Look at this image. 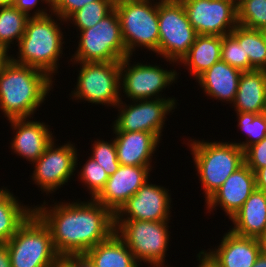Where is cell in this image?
<instances>
[{
    "label": "cell",
    "mask_w": 266,
    "mask_h": 267,
    "mask_svg": "<svg viewBox=\"0 0 266 267\" xmlns=\"http://www.w3.org/2000/svg\"><path fill=\"white\" fill-rule=\"evenodd\" d=\"M37 206L34 205V212L48 226L60 256L85 254L115 232V215L95 199L72 203L55 201L50 207L44 200Z\"/></svg>",
    "instance_id": "obj_1"
},
{
    "label": "cell",
    "mask_w": 266,
    "mask_h": 267,
    "mask_svg": "<svg viewBox=\"0 0 266 267\" xmlns=\"http://www.w3.org/2000/svg\"><path fill=\"white\" fill-rule=\"evenodd\" d=\"M44 71L14 62L11 58L0 72V109L7 120L30 118L44 103L53 87Z\"/></svg>",
    "instance_id": "obj_2"
},
{
    "label": "cell",
    "mask_w": 266,
    "mask_h": 267,
    "mask_svg": "<svg viewBox=\"0 0 266 267\" xmlns=\"http://www.w3.org/2000/svg\"><path fill=\"white\" fill-rule=\"evenodd\" d=\"M52 15L30 17L24 35L17 44L18 57L10 56L14 62L40 69L51 78L54 77L53 73H57L65 42L61 26Z\"/></svg>",
    "instance_id": "obj_3"
},
{
    "label": "cell",
    "mask_w": 266,
    "mask_h": 267,
    "mask_svg": "<svg viewBox=\"0 0 266 267\" xmlns=\"http://www.w3.org/2000/svg\"><path fill=\"white\" fill-rule=\"evenodd\" d=\"M189 142L195 168L207 200L245 163L244 151L233 142H208L199 139H190Z\"/></svg>",
    "instance_id": "obj_4"
},
{
    "label": "cell",
    "mask_w": 266,
    "mask_h": 267,
    "mask_svg": "<svg viewBox=\"0 0 266 267\" xmlns=\"http://www.w3.org/2000/svg\"><path fill=\"white\" fill-rule=\"evenodd\" d=\"M6 245L11 267H50L60 256L54 248L48 226L35 212Z\"/></svg>",
    "instance_id": "obj_5"
},
{
    "label": "cell",
    "mask_w": 266,
    "mask_h": 267,
    "mask_svg": "<svg viewBox=\"0 0 266 267\" xmlns=\"http://www.w3.org/2000/svg\"><path fill=\"white\" fill-rule=\"evenodd\" d=\"M169 221L115 220V233L139 264L164 267L171 233Z\"/></svg>",
    "instance_id": "obj_6"
},
{
    "label": "cell",
    "mask_w": 266,
    "mask_h": 267,
    "mask_svg": "<svg viewBox=\"0 0 266 267\" xmlns=\"http://www.w3.org/2000/svg\"><path fill=\"white\" fill-rule=\"evenodd\" d=\"M154 1L126 2L114 7L128 56H133L135 48L140 46L158 55V2Z\"/></svg>",
    "instance_id": "obj_7"
},
{
    "label": "cell",
    "mask_w": 266,
    "mask_h": 267,
    "mask_svg": "<svg viewBox=\"0 0 266 267\" xmlns=\"http://www.w3.org/2000/svg\"><path fill=\"white\" fill-rule=\"evenodd\" d=\"M79 32L72 62H120L128 57L115 9L93 27Z\"/></svg>",
    "instance_id": "obj_8"
},
{
    "label": "cell",
    "mask_w": 266,
    "mask_h": 267,
    "mask_svg": "<svg viewBox=\"0 0 266 267\" xmlns=\"http://www.w3.org/2000/svg\"><path fill=\"white\" fill-rule=\"evenodd\" d=\"M158 1V55L170 64H177L188 53L198 34L180 0Z\"/></svg>",
    "instance_id": "obj_9"
},
{
    "label": "cell",
    "mask_w": 266,
    "mask_h": 267,
    "mask_svg": "<svg viewBox=\"0 0 266 267\" xmlns=\"http://www.w3.org/2000/svg\"><path fill=\"white\" fill-rule=\"evenodd\" d=\"M80 65L77 85L71 92L75 100L114 106L120 102V62H73ZM80 63V64H79ZM121 96V97H120Z\"/></svg>",
    "instance_id": "obj_10"
},
{
    "label": "cell",
    "mask_w": 266,
    "mask_h": 267,
    "mask_svg": "<svg viewBox=\"0 0 266 267\" xmlns=\"http://www.w3.org/2000/svg\"><path fill=\"white\" fill-rule=\"evenodd\" d=\"M130 59L131 56H128L120 61V89L130 101L161 99L160 92L177 81L178 74L174 69L164 70L160 65L141 62L131 64Z\"/></svg>",
    "instance_id": "obj_11"
},
{
    "label": "cell",
    "mask_w": 266,
    "mask_h": 267,
    "mask_svg": "<svg viewBox=\"0 0 266 267\" xmlns=\"http://www.w3.org/2000/svg\"><path fill=\"white\" fill-rule=\"evenodd\" d=\"M175 98L144 99L130 104L120 100L117 104L119 115L113 122V131H144L156 134L160 139L166 116L176 108Z\"/></svg>",
    "instance_id": "obj_12"
},
{
    "label": "cell",
    "mask_w": 266,
    "mask_h": 267,
    "mask_svg": "<svg viewBox=\"0 0 266 267\" xmlns=\"http://www.w3.org/2000/svg\"><path fill=\"white\" fill-rule=\"evenodd\" d=\"M198 35L224 36L238 25L237 0H180Z\"/></svg>",
    "instance_id": "obj_13"
},
{
    "label": "cell",
    "mask_w": 266,
    "mask_h": 267,
    "mask_svg": "<svg viewBox=\"0 0 266 267\" xmlns=\"http://www.w3.org/2000/svg\"><path fill=\"white\" fill-rule=\"evenodd\" d=\"M54 142L53 139L38 160L32 163L35 164L32 180L47 195L65 185L78 167L79 154L75 145L68 142L56 147Z\"/></svg>",
    "instance_id": "obj_14"
},
{
    "label": "cell",
    "mask_w": 266,
    "mask_h": 267,
    "mask_svg": "<svg viewBox=\"0 0 266 267\" xmlns=\"http://www.w3.org/2000/svg\"><path fill=\"white\" fill-rule=\"evenodd\" d=\"M149 180L115 214V220L169 221L171 195Z\"/></svg>",
    "instance_id": "obj_15"
},
{
    "label": "cell",
    "mask_w": 266,
    "mask_h": 267,
    "mask_svg": "<svg viewBox=\"0 0 266 267\" xmlns=\"http://www.w3.org/2000/svg\"><path fill=\"white\" fill-rule=\"evenodd\" d=\"M151 170V166L120 165L94 199L115 215L149 180Z\"/></svg>",
    "instance_id": "obj_16"
},
{
    "label": "cell",
    "mask_w": 266,
    "mask_h": 267,
    "mask_svg": "<svg viewBox=\"0 0 266 267\" xmlns=\"http://www.w3.org/2000/svg\"><path fill=\"white\" fill-rule=\"evenodd\" d=\"M255 189V173L244 163L212 196L205 200L206 208L210 212L220 205L226 216L231 219Z\"/></svg>",
    "instance_id": "obj_17"
},
{
    "label": "cell",
    "mask_w": 266,
    "mask_h": 267,
    "mask_svg": "<svg viewBox=\"0 0 266 267\" xmlns=\"http://www.w3.org/2000/svg\"><path fill=\"white\" fill-rule=\"evenodd\" d=\"M30 118L9 119L14 135L11 139V149L17 156L33 163L44 153L46 147L53 141V133L45 122ZM30 119V120H29Z\"/></svg>",
    "instance_id": "obj_18"
},
{
    "label": "cell",
    "mask_w": 266,
    "mask_h": 267,
    "mask_svg": "<svg viewBox=\"0 0 266 267\" xmlns=\"http://www.w3.org/2000/svg\"><path fill=\"white\" fill-rule=\"evenodd\" d=\"M220 241L209 253L221 267H253L263 251L262 239L237 235L230 229Z\"/></svg>",
    "instance_id": "obj_19"
},
{
    "label": "cell",
    "mask_w": 266,
    "mask_h": 267,
    "mask_svg": "<svg viewBox=\"0 0 266 267\" xmlns=\"http://www.w3.org/2000/svg\"><path fill=\"white\" fill-rule=\"evenodd\" d=\"M120 165L151 166L153 154L160 143L156 134L144 131H113Z\"/></svg>",
    "instance_id": "obj_20"
},
{
    "label": "cell",
    "mask_w": 266,
    "mask_h": 267,
    "mask_svg": "<svg viewBox=\"0 0 266 267\" xmlns=\"http://www.w3.org/2000/svg\"><path fill=\"white\" fill-rule=\"evenodd\" d=\"M242 72L223 60L217 61L196 80L206 96L233 103Z\"/></svg>",
    "instance_id": "obj_21"
},
{
    "label": "cell",
    "mask_w": 266,
    "mask_h": 267,
    "mask_svg": "<svg viewBox=\"0 0 266 267\" xmlns=\"http://www.w3.org/2000/svg\"><path fill=\"white\" fill-rule=\"evenodd\" d=\"M230 220L235 234L262 239L266 235V192L255 189Z\"/></svg>",
    "instance_id": "obj_22"
},
{
    "label": "cell",
    "mask_w": 266,
    "mask_h": 267,
    "mask_svg": "<svg viewBox=\"0 0 266 267\" xmlns=\"http://www.w3.org/2000/svg\"><path fill=\"white\" fill-rule=\"evenodd\" d=\"M235 112L261 114L266 108V70L242 72L232 103Z\"/></svg>",
    "instance_id": "obj_23"
},
{
    "label": "cell",
    "mask_w": 266,
    "mask_h": 267,
    "mask_svg": "<svg viewBox=\"0 0 266 267\" xmlns=\"http://www.w3.org/2000/svg\"><path fill=\"white\" fill-rule=\"evenodd\" d=\"M222 36L197 35L188 53L178 63L187 66L195 79L221 59Z\"/></svg>",
    "instance_id": "obj_24"
},
{
    "label": "cell",
    "mask_w": 266,
    "mask_h": 267,
    "mask_svg": "<svg viewBox=\"0 0 266 267\" xmlns=\"http://www.w3.org/2000/svg\"><path fill=\"white\" fill-rule=\"evenodd\" d=\"M85 255L95 267H139L124 241L114 232L107 240L98 243Z\"/></svg>",
    "instance_id": "obj_25"
},
{
    "label": "cell",
    "mask_w": 266,
    "mask_h": 267,
    "mask_svg": "<svg viewBox=\"0 0 266 267\" xmlns=\"http://www.w3.org/2000/svg\"><path fill=\"white\" fill-rule=\"evenodd\" d=\"M13 195L7 187L0 188V244L7 243L34 212Z\"/></svg>",
    "instance_id": "obj_26"
},
{
    "label": "cell",
    "mask_w": 266,
    "mask_h": 267,
    "mask_svg": "<svg viewBox=\"0 0 266 267\" xmlns=\"http://www.w3.org/2000/svg\"><path fill=\"white\" fill-rule=\"evenodd\" d=\"M239 43H243L251 70H266V44L259 30L237 25L230 33Z\"/></svg>",
    "instance_id": "obj_27"
},
{
    "label": "cell",
    "mask_w": 266,
    "mask_h": 267,
    "mask_svg": "<svg viewBox=\"0 0 266 267\" xmlns=\"http://www.w3.org/2000/svg\"><path fill=\"white\" fill-rule=\"evenodd\" d=\"M29 18L13 5L0 7V46L9 51L12 48L10 44L19 43Z\"/></svg>",
    "instance_id": "obj_28"
},
{
    "label": "cell",
    "mask_w": 266,
    "mask_h": 267,
    "mask_svg": "<svg viewBox=\"0 0 266 267\" xmlns=\"http://www.w3.org/2000/svg\"><path fill=\"white\" fill-rule=\"evenodd\" d=\"M114 10L111 0H98L84 5L72 13L65 22L70 21L77 27V31H82L96 25Z\"/></svg>",
    "instance_id": "obj_29"
},
{
    "label": "cell",
    "mask_w": 266,
    "mask_h": 267,
    "mask_svg": "<svg viewBox=\"0 0 266 267\" xmlns=\"http://www.w3.org/2000/svg\"><path fill=\"white\" fill-rule=\"evenodd\" d=\"M238 119V127L247 135L246 141L235 143L239 145L243 151L249 146L260 142L266 136V115L265 113L255 114L249 112H236Z\"/></svg>",
    "instance_id": "obj_30"
},
{
    "label": "cell",
    "mask_w": 266,
    "mask_h": 267,
    "mask_svg": "<svg viewBox=\"0 0 266 267\" xmlns=\"http://www.w3.org/2000/svg\"><path fill=\"white\" fill-rule=\"evenodd\" d=\"M238 25L248 29L266 26V0H238Z\"/></svg>",
    "instance_id": "obj_31"
},
{
    "label": "cell",
    "mask_w": 266,
    "mask_h": 267,
    "mask_svg": "<svg viewBox=\"0 0 266 267\" xmlns=\"http://www.w3.org/2000/svg\"><path fill=\"white\" fill-rule=\"evenodd\" d=\"M221 60L241 72L250 71L247 54H244L243 43H239L231 34L222 36Z\"/></svg>",
    "instance_id": "obj_32"
},
{
    "label": "cell",
    "mask_w": 266,
    "mask_h": 267,
    "mask_svg": "<svg viewBox=\"0 0 266 267\" xmlns=\"http://www.w3.org/2000/svg\"><path fill=\"white\" fill-rule=\"evenodd\" d=\"M79 173V179L86 185L88 191L90 190V199H94L101 192L109 178L103 167L92 157L88 158Z\"/></svg>",
    "instance_id": "obj_33"
},
{
    "label": "cell",
    "mask_w": 266,
    "mask_h": 267,
    "mask_svg": "<svg viewBox=\"0 0 266 267\" xmlns=\"http://www.w3.org/2000/svg\"><path fill=\"white\" fill-rule=\"evenodd\" d=\"M92 146L91 157L98 163V165L103 167L108 176L113 175L120 166L117 159L115 140L109 142L97 140L94 141Z\"/></svg>",
    "instance_id": "obj_34"
},
{
    "label": "cell",
    "mask_w": 266,
    "mask_h": 267,
    "mask_svg": "<svg viewBox=\"0 0 266 267\" xmlns=\"http://www.w3.org/2000/svg\"><path fill=\"white\" fill-rule=\"evenodd\" d=\"M244 160L254 173L258 169L266 167V136L244 151Z\"/></svg>",
    "instance_id": "obj_35"
},
{
    "label": "cell",
    "mask_w": 266,
    "mask_h": 267,
    "mask_svg": "<svg viewBox=\"0 0 266 267\" xmlns=\"http://www.w3.org/2000/svg\"><path fill=\"white\" fill-rule=\"evenodd\" d=\"M98 0H57L55 5L51 8V13L56 15L57 21L60 23L65 20L75 11L82 8L84 5Z\"/></svg>",
    "instance_id": "obj_36"
},
{
    "label": "cell",
    "mask_w": 266,
    "mask_h": 267,
    "mask_svg": "<svg viewBox=\"0 0 266 267\" xmlns=\"http://www.w3.org/2000/svg\"><path fill=\"white\" fill-rule=\"evenodd\" d=\"M40 1L42 2V4L45 2V0H13L12 5L21 12L27 14L29 17H43L49 15L47 13L48 10H45V8L40 9L38 7L35 12H32V10H34L35 7L38 6ZM30 11L32 12V14L30 13Z\"/></svg>",
    "instance_id": "obj_37"
},
{
    "label": "cell",
    "mask_w": 266,
    "mask_h": 267,
    "mask_svg": "<svg viewBox=\"0 0 266 267\" xmlns=\"http://www.w3.org/2000/svg\"><path fill=\"white\" fill-rule=\"evenodd\" d=\"M73 267H95L85 254H68L63 256Z\"/></svg>",
    "instance_id": "obj_38"
},
{
    "label": "cell",
    "mask_w": 266,
    "mask_h": 267,
    "mask_svg": "<svg viewBox=\"0 0 266 267\" xmlns=\"http://www.w3.org/2000/svg\"><path fill=\"white\" fill-rule=\"evenodd\" d=\"M198 267H221L216 259L207 251L202 250L197 254Z\"/></svg>",
    "instance_id": "obj_39"
},
{
    "label": "cell",
    "mask_w": 266,
    "mask_h": 267,
    "mask_svg": "<svg viewBox=\"0 0 266 267\" xmlns=\"http://www.w3.org/2000/svg\"><path fill=\"white\" fill-rule=\"evenodd\" d=\"M256 189L266 192V167L255 172Z\"/></svg>",
    "instance_id": "obj_40"
},
{
    "label": "cell",
    "mask_w": 266,
    "mask_h": 267,
    "mask_svg": "<svg viewBox=\"0 0 266 267\" xmlns=\"http://www.w3.org/2000/svg\"><path fill=\"white\" fill-rule=\"evenodd\" d=\"M0 267H11L10 255L6 243L0 244Z\"/></svg>",
    "instance_id": "obj_41"
},
{
    "label": "cell",
    "mask_w": 266,
    "mask_h": 267,
    "mask_svg": "<svg viewBox=\"0 0 266 267\" xmlns=\"http://www.w3.org/2000/svg\"><path fill=\"white\" fill-rule=\"evenodd\" d=\"M8 52L4 47L0 46V72L4 64L10 59V53Z\"/></svg>",
    "instance_id": "obj_42"
},
{
    "label": "cell",
    "mask_w": 266,
    "mask_h": 267,
    "mask_svg": "<svg viewBox=\"0 0 266 267\" xmlns=\"http://www.w3.org/2000/svg\"><path fill=\"white\" fill-rule=\"evenodd\" d=\"M50 267H73L63 256H59Z\"/></svg>",
    "instance_id": "obj_43"
},
{
    "label": "cell",
    "mask_w": 266,
    "mask_h": 267,
    "mask_svg": "<svg viewBox=\"0 0 266 267\" xmlns=\"http://www.w3.org/2000/svg\"><path fill=\"white\" fill-rule=\"evenodd\" d=\"M253 267H266V252L265 251H262L260 253Z\"/></svg>",
    "instance_id": "obj_44"
},
{
    "label": "cell",
    "mask_w": 266,
    "mask_h": 267,
    "mask_svg": "<svg viewBox=\"0 0 266 267\" xmlns=\"http://www.w3.org/2000/svg\"><path fill=\"white\" fill-rule=\"evenodd\" d=\"M114 7L117 5H120L122 3H126V2H138V1H142V0H111Z\"/></svg>",
    "instance_id": "obj_45"
},
{
    "label": "cell",
    "mask_w": 266,
    "mask_h": 267,
    "mask_svg": "<svg viewBox=\"0 0 266 267\" xmlns=\"http://www.w3.org/2000/svg\"><path fill=\"white\" fill-rule=\"evenodd\" d=\"M57 2V0H45V4H47L48 5V7H49V14H50V12H51V8L55 5V3Z\"/></svg>",
    "instance_id": "obj_46"
},
{
    "label": "cell",
    "mask_w": 266,
    "mask_h": 267,
    "mask_svg": "<svg viewBox=\"0 0 266 267\" xmlns=\"http://www.w3.org/2000/svg\"><path fill=\"white\" fill-rule=\"evenodd\" d=\"M13 0H0V7L12 5Z\"/></svg>",
    "instance_id": "obj_47"
},
{
    "label": "cell",
    "mask_w": 266,
    "mask_h": 267,
    "mask_svg": "<svg viewBox=\"0 0 266 267\" xmlns=\"http://www.w3.org/2000/svg\"><path fill=\"white\" fill-rule=\"evenodd\" d=\"M259 31H260V33H261V35L263 37V40H264V42L266 44V26L261 28Z\"/></svg>",
    "instance_id": "obj_48"
},
{
    "label": "cell",
    "mask_w": 266,
    "mask_h": 267,
    "mask_svg": "<svg viewBox=\"0 0 266 267\" xmlns=\"http://www.w3.org/2000/svg\"><path fill=\"white\" fill-rule=\"evenodd\" d=\"M263 251L266 252V235L262 238Z\"/></svg>",
    "instance_id": "obj_49"
}]
</instances>
